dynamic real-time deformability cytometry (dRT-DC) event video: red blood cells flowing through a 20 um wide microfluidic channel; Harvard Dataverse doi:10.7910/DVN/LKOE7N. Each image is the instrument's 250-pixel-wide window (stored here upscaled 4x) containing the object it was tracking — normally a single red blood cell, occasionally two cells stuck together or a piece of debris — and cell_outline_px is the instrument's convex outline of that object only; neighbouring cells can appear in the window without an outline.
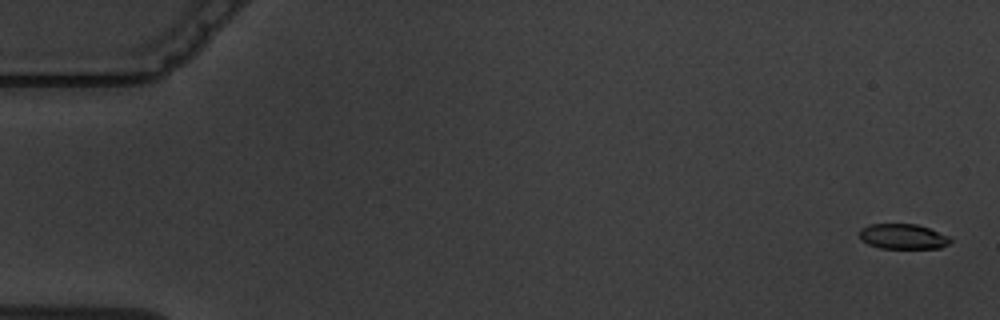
{"species": "common noctule bat (a hibernating species)", "species_latin": "Nyctalus noctula", "temperature_condition": "warm", "stored_images_in_passage": 5, "camera_frame_rate_fps": 3000, "um_per_image_px": 0.085, "animal": {"sex": "male", "body_mass_g": 19.5, "forearm_length_mm": 54.6}, "frame": {"image": 1, "passage_image": 1, "time_ms": 0.0, "image_size_px": [1000, 320], "cell_outline_px": [[952, 240], [948, 244], [940, 248], [880, 248], [868, 244], [860, 240], [860, 228], [868, 224], [916, 224], [928, 228], [948, 236]], "centroid_in_image_um": [76.71, 20.1], "position_along_channel_um": 8.3, "area_um2": 13.29}}
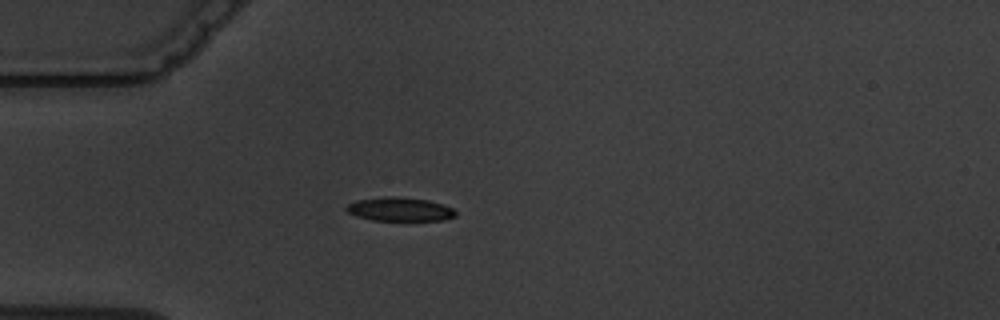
{"frame": {"image": 2, "passage_image": 5, "time_ms": 5.0, "image_size_px": [1000, 320], "cell_outline_px": [[456, 216], [444, 220], [372, 220], [356, 216], [348, 212], [344, 208], [348, 204], [356, 200], [384, 196], [396, 196], [428, 200], [444, 204], [452, 208], [456, 212]], "centroid_in_image_um": [33.97, 17.78], "position_along_channel_um": 51.0, "area_um2": 15.2}}